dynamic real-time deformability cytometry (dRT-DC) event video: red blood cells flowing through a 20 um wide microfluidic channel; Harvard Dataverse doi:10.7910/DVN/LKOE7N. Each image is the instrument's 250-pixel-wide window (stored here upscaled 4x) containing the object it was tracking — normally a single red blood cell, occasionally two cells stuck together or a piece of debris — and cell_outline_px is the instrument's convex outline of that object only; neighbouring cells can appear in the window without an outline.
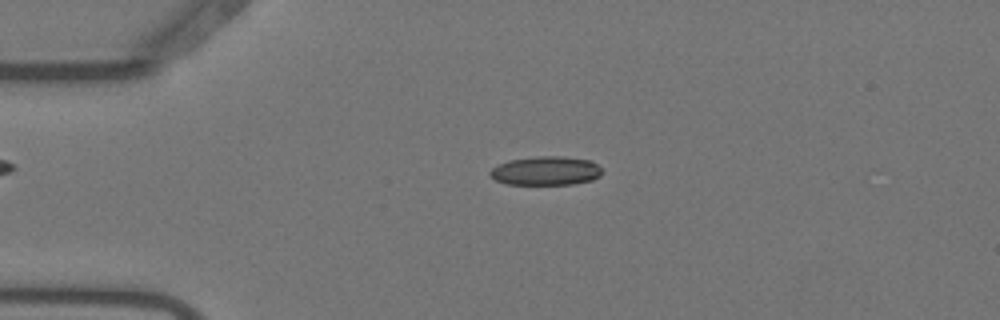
{"species": "Egyptian fruit bat (a non-hibernating species)", "species_latin": "Rousettus aegyptiacus", "temperature_condition": "warm", "stored_images_in_passage": 51, "camera_frame_rate_fps": 3000, "um_per_image_px": 0.085, "animal": {"sex": "female"}, "frame": {"image": 1, "passage_image": 12, "time_ms": 3.667, "image_size_px": [1000, 320], "cell_outline_px": [[600, 176], [592, 180], [572, 184], [504, 184], [496, 180], [488, 172], [496, 164], [508, 160], [536, 156], [564, 156], [592, 160], [600, 168]], "centroid_in_image_um": [46.37, 14.51], "position_along_channel_um": 38.6, "area_um2": 18.96}}
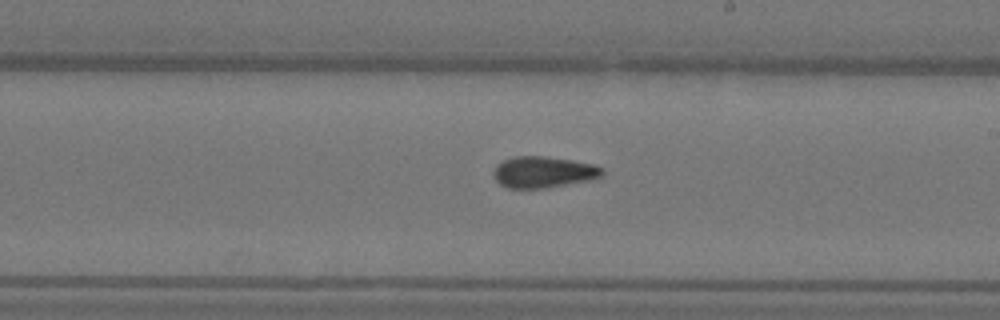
{"frame": {"image": 2, "passage_image": 31, "time_ms": 10.0, "image_size_px": [1000, 320], "cell_outline_px": [[604, 176], [588, 180], [544, 188], [508, 188], [500, 184], [496, 180], [492, 172], [496, 164], [504, 160], [516, 156], [544, 156], [572, 160], [596, 164], [604, 168]], "centroid_in_image_um": [46.2, 14.62], "position_along_channel_um": 242.8, "area_um2": 19.94}}
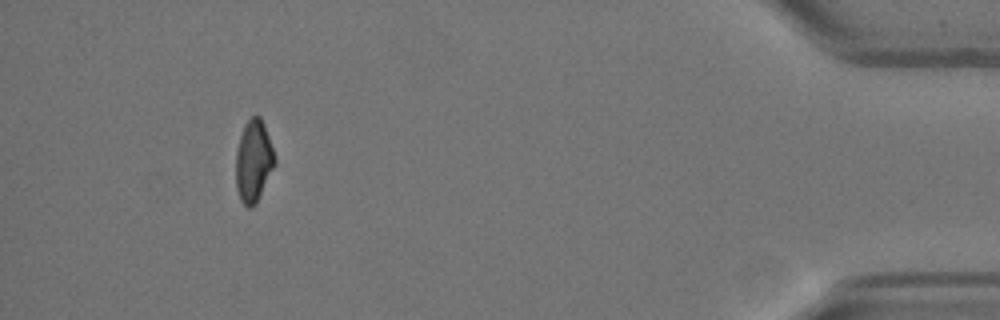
{"frame": {"image": 3, "passage_image": 50, "time_ms": 16.333, "image_size_px": [1000, 320], "cell_outline_px": [[276, 164], [256, 204], [252, 208], [248, 208], [240, 200], [236, 188], [236, 152], [240, 136], [244, 124], [252, 116], [260, 116], [276, 156]], "centroid_in_image_um": [21.56, 13.73], "position_along_channel_um": 413.6, "area_um2": 18.67}}